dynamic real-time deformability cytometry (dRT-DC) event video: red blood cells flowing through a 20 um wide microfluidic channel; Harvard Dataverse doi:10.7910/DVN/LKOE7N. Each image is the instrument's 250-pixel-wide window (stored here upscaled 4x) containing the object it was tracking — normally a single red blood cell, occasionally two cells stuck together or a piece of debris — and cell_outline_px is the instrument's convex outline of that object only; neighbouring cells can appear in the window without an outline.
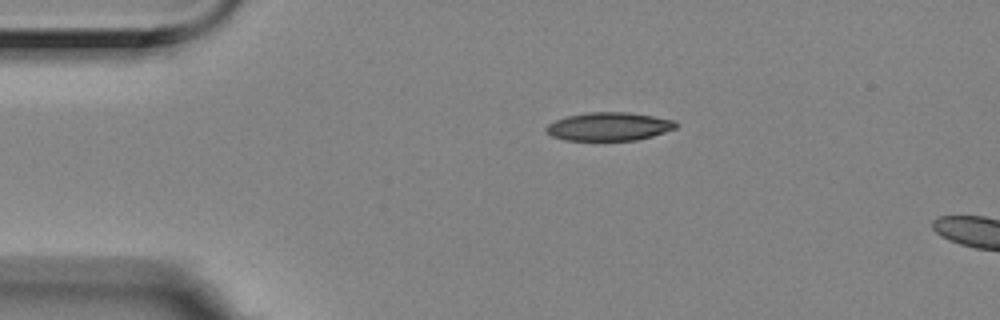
{"species": "Egyptian fruit bat (a non-hibernating species)", "species_latin": "Rousettus aegyptiacus", "temperature_condition": "room temperature", "stored_images_in_passage": 2, "camera_frame_rate_fps": 3000, "um_per_image_px": 0.085, "animal": {"sex": "female"}, "frame": {"image": 1, "passage_image": 1, "time_ms": 0.0, "image_size_px": [1000, 320], "cell_outline_px": [[676, 128], [652, 136], [636, 140], [564, 140], [552, 136], [544, 132], [544, 128], [548, 124], [556, 120], [568, 116], [588, 112], [628, 112], [676, 120]], "centroid_in_image_um": [51.73, 10.75], "position_along_channel_um": 33.3, "area_um2": 21.39}}